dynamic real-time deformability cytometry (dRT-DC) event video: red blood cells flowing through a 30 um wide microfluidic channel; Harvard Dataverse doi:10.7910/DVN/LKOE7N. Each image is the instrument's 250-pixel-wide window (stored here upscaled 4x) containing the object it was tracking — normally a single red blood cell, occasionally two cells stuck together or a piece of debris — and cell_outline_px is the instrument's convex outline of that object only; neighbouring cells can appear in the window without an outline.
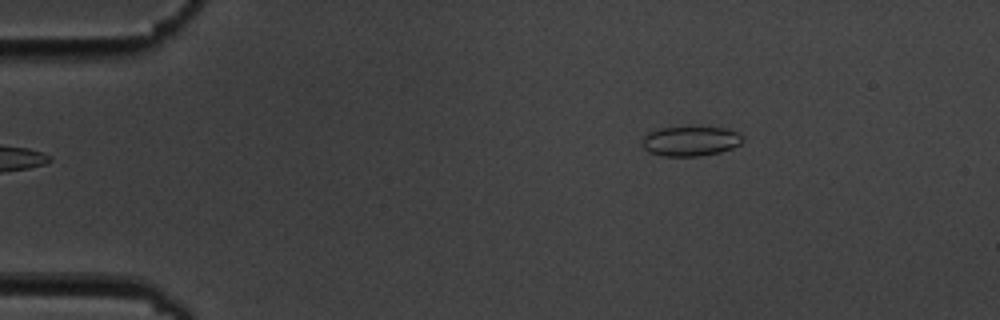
{"species": "common noctule bat (a hibernating species)", "species_latin": "Nyctalus noctula", "temperature_condition": "cold", "stored_images_in_passage": 2, "camera_frame_rate_fps": 3000, "um_per_image_px": 0.085, "animal": {"sex": "male", "body_mass_g": 19.5, "forearm_length_mm": 54.6}, "frame": {"image": 1, "passage_image": 2, "time_ms": 2.333, "image_size_px": [1000, 320], "cell_outline_px": [[744, 140], [740, 144], [732, 148], [720, 152], [700, 156], [664, 156], [648, 152], [644, 148], [644, 136], [648, 132], [660, 128], [692, 124], [728, 128], [744, 136]], "centroid_in_image_um": [58.74, 11.94], "position_along_channel_um": 26.3, "area_um2": 18.21}}